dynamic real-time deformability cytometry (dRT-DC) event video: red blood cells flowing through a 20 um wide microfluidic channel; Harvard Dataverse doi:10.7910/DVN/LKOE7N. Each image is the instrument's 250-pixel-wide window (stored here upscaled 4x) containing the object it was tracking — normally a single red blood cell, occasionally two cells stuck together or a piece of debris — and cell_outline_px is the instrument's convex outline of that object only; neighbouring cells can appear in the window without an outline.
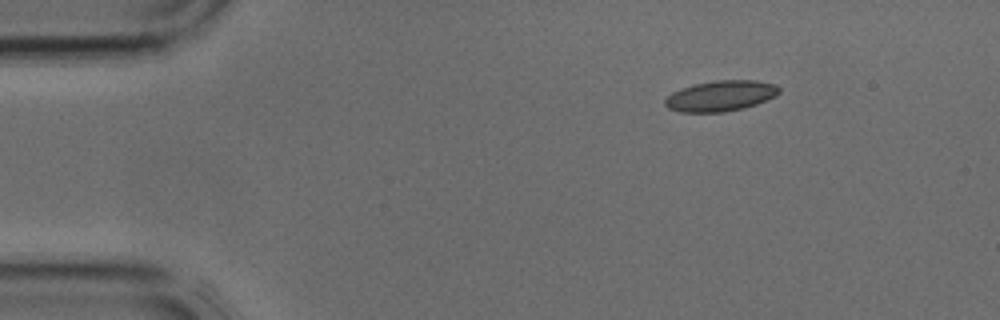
{"species": "common noctule bat (a hibernating species)", "species_latin": "Nyctalus noctula", "temperature_condition": "cold", "stored_images_in_passage": 3, "camera_frame_rate_fps": 3000, "um_per_image_px": 0.085, "animal": {"sex": "male", "body_mass_g": 17.9, "forearm_length_mm": 54.2}, "frame": {"image": 1, "passage_image": 1, "time_ms": 0.0, "image_size_px": [1000, 320], "cell_outline_px": [[780, 92], [776, 96], [756, 104], [724, 112], [680, 112], [668, 108], [664, 104], [664, 100], [672, 92], [692, 84], [716, 80], [756, 80], [776, 84], [780, 88]], "centroid_in_image_um": [61.25, 8.14], "position_along_channel_um": 23.7, "area_um2": 20.4}}
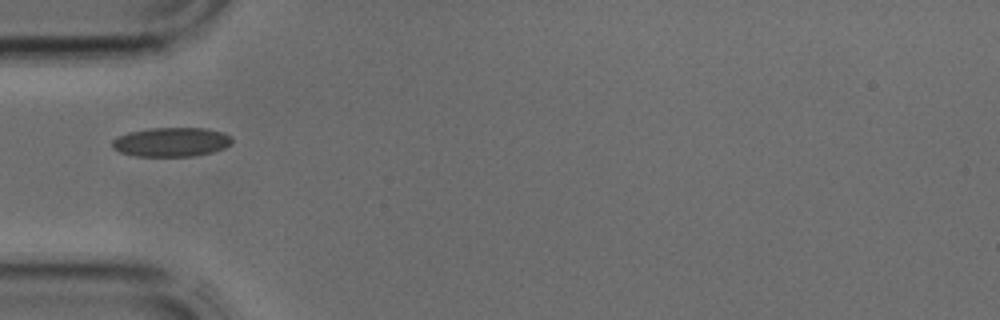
{"frame": {"image": 2, "passage_image": 3, "time_ms": 0.667, "image_size_px": [1000, 320], "cell_outline_px": [[232, 144], [224, 148], [212, 152], [192, 156], [136, 156], [120, 152], [112, 148], [112, 140], [116, 136], [128, 132], [148, 128], [208, 128], [224, 132], [232, 136]], "centroid_in_image_um": [14.57, 12.06], "position_along_channel_um": 70.4, "area_um2": 20.63}}